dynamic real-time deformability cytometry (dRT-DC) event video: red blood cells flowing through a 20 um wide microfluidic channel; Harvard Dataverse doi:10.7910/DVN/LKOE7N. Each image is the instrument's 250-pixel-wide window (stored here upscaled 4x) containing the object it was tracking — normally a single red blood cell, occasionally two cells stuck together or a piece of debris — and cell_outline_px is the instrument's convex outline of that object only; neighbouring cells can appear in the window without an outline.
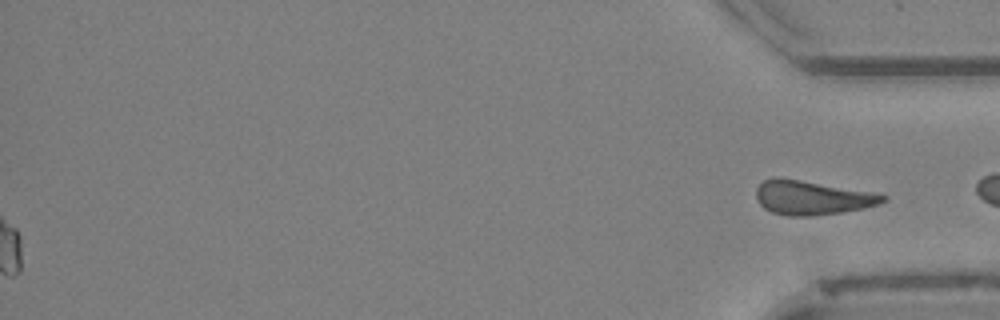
{"species": "Egyptian fruit bat (a non-hibernating species)", "species_latin": "Rousettus aegyptiacus", "temperature_condition": "cold", "stored_images_in_passage": 53, "segment_of_instrument_passage": [2, 2], "camera_frame_rate_fps": 3000, "um_per_image_px": 0.085, "animal": {"sex": "female"}, "frame": {"image": 1, "passage_image": 53, "time_ms": 17.333, "image_size_px": [1000, 320], "cell_outline_px": [[888, 200], [880, 204], [864, 208], [840, 212], [812, 216], [792, 216], [772, 212], [764, 208], [760, 204], [756, 196], [756, 188], [764, 180], [772, 176], [780, 176], [872, 192], [888, 196]], "centroid_in_image_um": [69.02, 16.78], "position_along_channel_um": 366.2, "area_um2": 25.37}}